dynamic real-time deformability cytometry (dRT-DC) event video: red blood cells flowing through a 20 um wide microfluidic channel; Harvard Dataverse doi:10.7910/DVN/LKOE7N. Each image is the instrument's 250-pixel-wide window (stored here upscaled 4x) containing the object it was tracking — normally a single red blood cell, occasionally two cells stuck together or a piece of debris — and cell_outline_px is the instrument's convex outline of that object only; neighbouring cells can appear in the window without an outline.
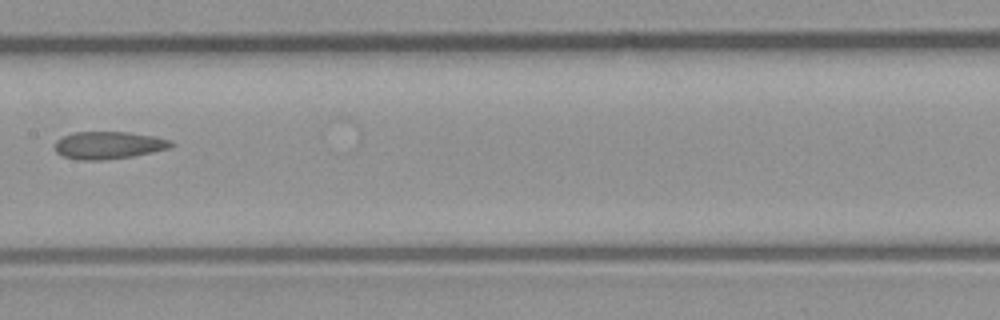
{"species": "common noctule bat (a hibernating species)", "species_latin": "Nyctalus noctula", "temperature_condition": "room temperature", "stored_images_in_passage": 10, "camera_frame_rate_fps": 3000, "um_per_image_px": 0.085, "animal": {"sex": "male", "body_mass_g": 23.1, "forearm_length_mm": 52.7}, "frame": {"image": 1, "passage_image": 9, "time_ms": 2.667, "image_size_px": [1000, 320], "cell_outline_px": [[176, 144], [168, 148], [152, 152], [132, 156], [104, 160], [80, 160], [64, 156], [56, 152], [56, 140], [64, 136], [76, 132], [128, 132], [152, 136], [172, 140]], "centroid_in_image_um": [9.25, 12.34], "position_along_channel_um": 198.1, "area_um2": 18.44}}
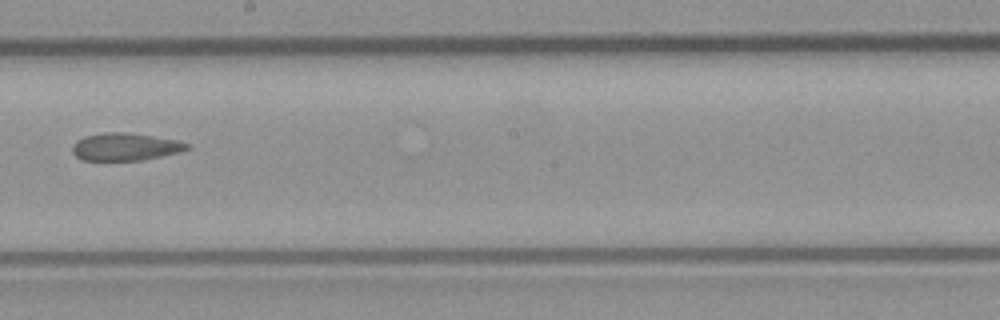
{"frame": {"image": 2, "passage_image": 10, "time_ms": 3.0, "image_size_px": [1000, 320], "cell_outline_px": [[192, 148], [180, 152], [144, 160], [80, 160], [72, 152], [72, 148], [76, 140], [84, 136], [104, 132], [128, 132], [180, 140], [188, 144]], "centroid_in_image_um": [10.67, 12.47], "position_along_channel_um": 237.5, "area_um2": 18.67}}